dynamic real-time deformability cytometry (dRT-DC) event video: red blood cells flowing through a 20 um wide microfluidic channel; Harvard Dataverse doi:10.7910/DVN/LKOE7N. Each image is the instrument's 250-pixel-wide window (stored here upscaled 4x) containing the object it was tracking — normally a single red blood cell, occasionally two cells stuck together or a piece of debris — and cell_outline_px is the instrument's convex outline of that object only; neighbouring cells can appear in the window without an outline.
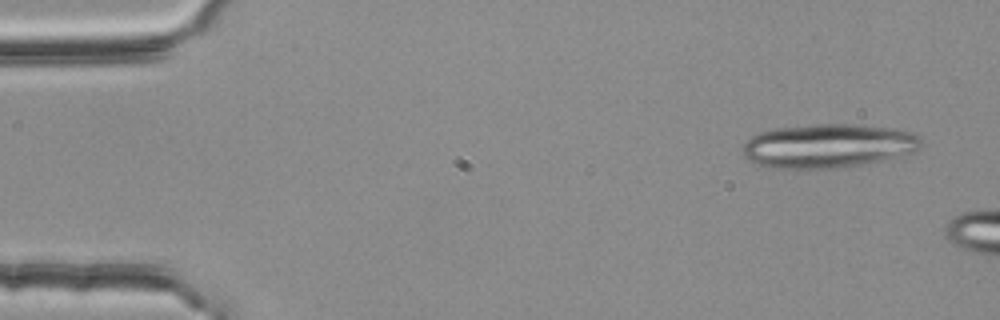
{"species": "common noctule bat (a hibernating species)", "species_latin": "Nyctalus noctula", "temperature_condition": "room temperature", "stored_images_in_passage": 3, "camera_frame_rate_fps": 3000, "um_per_image_px": 0.085, "animal": {"sex": "female", "body_mass_g": 25.1}, "frame": {"image": 1, "passage_image": 1, "time_ms": 0.0, "image_size_px": [1000, 320], "cell_outline_px": [[924, 144], [916, 152], [900, 156], [844, 168], [772, 168], [756, 164], [748, 160], [744, 156], [744, 144], [752, 136], [760, 132], [776, 128], [816, 124], [852, 124], [888, 128], [912, 132], [920, 136]], "centroid_in_image_um": [70.43, 12.4], "position_along_channel_um": 14.6, "area_um2": 45.78}}